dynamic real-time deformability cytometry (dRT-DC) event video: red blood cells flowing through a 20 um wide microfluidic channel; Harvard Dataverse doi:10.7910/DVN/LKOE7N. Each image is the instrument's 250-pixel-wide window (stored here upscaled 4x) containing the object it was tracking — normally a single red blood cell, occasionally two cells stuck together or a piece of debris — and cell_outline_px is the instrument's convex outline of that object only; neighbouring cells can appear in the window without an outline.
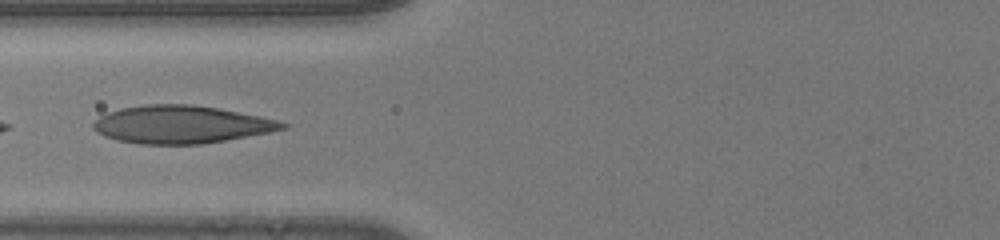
{"species": "human", "species_latin": "Homo sapiens", "temperature_condition": "room temperature", "stored_images_in_passage": 36, "camera_frame_rate_fps": 3000, "um_per_image_px": 0.085, "donor": {"sex": "male"}, "frame": {"image": 1, "passage_image": 10, "time_ms": 3.0, "image_size_px": [1000, 240], "cell_outline_px": [[288, 128], [268, 132], [224, 140], [200, 144], [140, 144], [116, 140], [104, 136], [96, 132], [92, 128], [92, 124], [100, 116], [108, 112], [120, 108], [144, 104], [192, 104], [216, 108], [260, 116], [276, 120], [288, 124]], "centroid_in_image_um": [15.34, 10.58], "position_along_channel_um": 110.5, "area_um2": 41.44}}
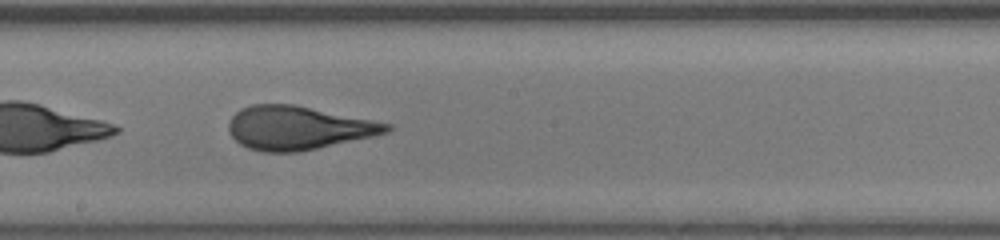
{"frame": {"image": 2, "passage_image": 18, "time_ms": 5.667, "image_size_px": [1000, 240], "cell_outline_px": [[396, 128], [388, 132], [372, 136], [316, 148], [296, 152], [264, 152], [248, 148], [240, 144], [228, 132], [228, 124], [232, 116], [240, 108], [252, 104], [296, 104], [392, 124]], "centroid_in_image_um": [25.33, 10.85], "position_along_channel_um": 222.9, "area_um2": 40.11}}
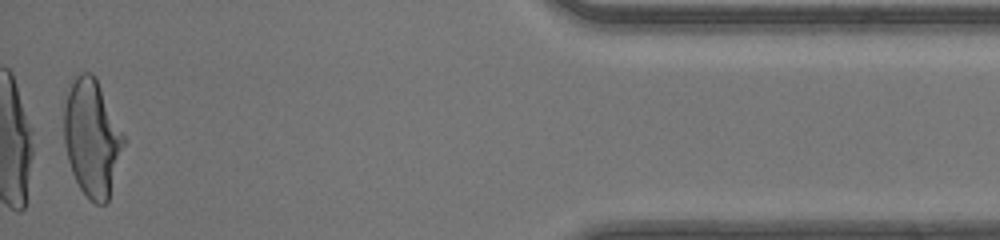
{"frame": {"image": 3, "passage_image": 36, "time_ms": 11.667, "image_size_px": [1000, 240], "cell_outline_px": [[128, 140], [108, 200], [104, 204], [96, 204], [80, 188], [72, 172], [68, 160], [64, 144], [60, 104], [72, 80], [80, 72], [92, 72], [96, 76]], "centroid_in_image_um": [7.81, 11.63], "position_along_channel_um": 427.4, "area_um2": 42.31}, "authors_computed_cell_mechanics": {"area_um2": 40.46, "velocity_mm_per_s": 4.2218, "shape_relaxation_time_tau1_ms": 5.9654, "shape_relaxation_time_tau2_ms": 0.6398, "deformation_change_tau1": 0.2213, "deformation_change_tau2": 0.0765}}